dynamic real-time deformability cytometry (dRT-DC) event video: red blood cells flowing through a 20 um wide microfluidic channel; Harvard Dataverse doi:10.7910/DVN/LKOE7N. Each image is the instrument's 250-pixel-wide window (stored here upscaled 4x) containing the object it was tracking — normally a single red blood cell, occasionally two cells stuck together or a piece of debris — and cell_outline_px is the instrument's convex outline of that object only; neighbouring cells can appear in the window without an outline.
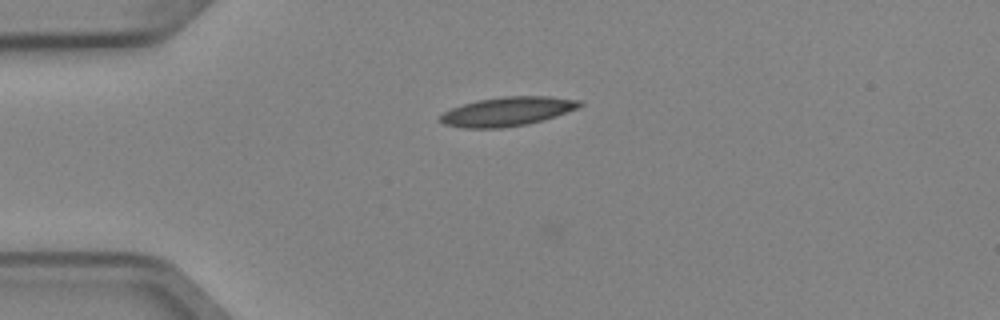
{"species": "Egyptian fruit bat (a non-hibernating species)", "species_latin": "Rousettus aegyptiacus", "temperature_condition": "cold", "stored_images_in_passage": 2, "camera_frame_rate_fps": 3000, "um_per_image_px": 0.085, "animal": {"sex": "female"}, "frame": {"image": 1, "passage_image": 1, "time_ms": 0.0, "image_size_px": [1000, 320], "cell_outline_px": [[584, 104], [580, 108], [544, 120], [528, 124], [500, 128], [464, 128], [444, 124], [440, 120], [440, 116], [444, 112], [452, 108], [476, 100], [504, 96], [548, 96], [580, 100]], "centroid_in_image_um": [43.18, 9.47], "position_along_channel_um": 41.8, "area_um2": 23.7}}